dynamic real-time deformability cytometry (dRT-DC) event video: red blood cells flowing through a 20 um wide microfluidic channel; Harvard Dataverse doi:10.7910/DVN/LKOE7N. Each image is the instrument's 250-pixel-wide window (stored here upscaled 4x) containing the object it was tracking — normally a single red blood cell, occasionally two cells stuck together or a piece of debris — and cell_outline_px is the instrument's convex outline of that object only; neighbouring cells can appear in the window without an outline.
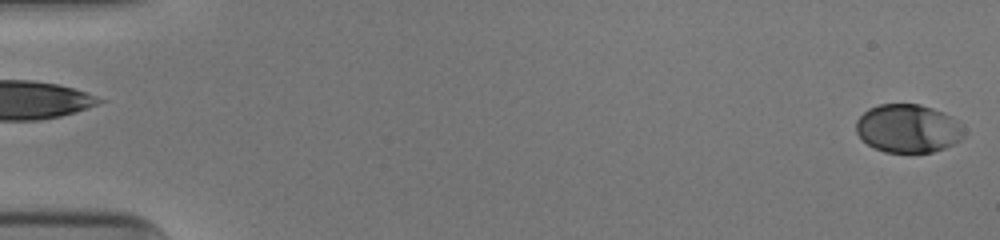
{"species": "human", "species_latin": "Homo sapiens", "temperature_condition": "cold", "stored_images_in_passage": 53, "camera_frame_rate_fps": 3000, "um_per_image_px": 0.085, "donor": {"sex": "male"}, "frame": {"image": 1, "passage_image": 1, "time_ms": 0.0, "image_size_px": [1000, 240], "cell_outline_px": [[964, 136], [960, 140], [944, 148], [932, 152], [884, 152], [868, 144], [856, 132], [856, 120], [868, 108], [880, 104], [920, 104], [932, 108], [960, 120], [964, 132]], "centroid_in_image_um": [77.19, 10.91], "position_along_channel_um": 7.8, "area_um2": 30.4}}
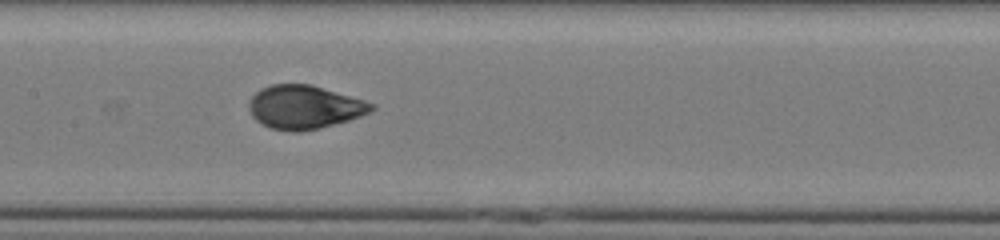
{"frame": {"image": 2, "passage_image": 27, "time_ms": 8.667, "image_size_px": [1000, 240], "cell_outline_px": [[376, 108], [360, 116], [348, 120], [320, 128], [300, 132], [292, 132], [268, 128], [260, 124], [252, 116], [248, 108], [248, 104], [252, 96], [260, 88], [272, 84], [308, 84], [364, 100], [376, 104]], "centroid_in_image_um": [25.83, 9.12], "position_along_channel_um": 181.6, "area_um2": 31.1}}
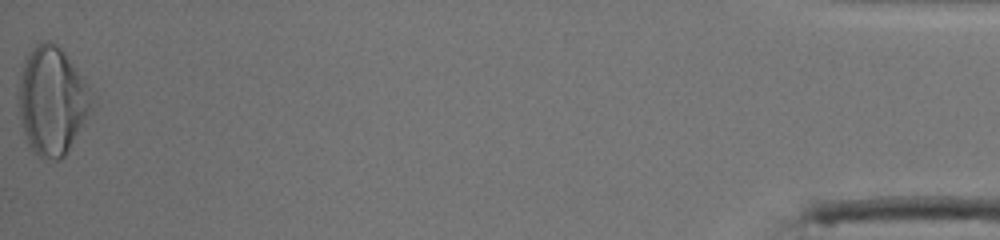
{"frame": {"image": 3, "passage_image": 53, "time_ms": 17.333, "image_size_px": [1000, 240], "cell_outline_px": [[92, 108], [64, 156], [60, 160], [52, 160], [40, 156], [28, 144], [20, 120], [16, 104], [16, 96], [24, 60], [28, 52], [36, 44], [44, 40], [48, 40], [56, 44], [64, 52], [84, 76], [92, 96]], "centroid_in_image_um": [4.39, 8.52], "position_along_channel_um": 430.8, "area_um2": 46.18}, "authors_computed_cell_mechanics": {"area_um2": 31.0386, "velocity_mm_per_s": 3.9423, "shape_relaxation_time_tau1_ms": 4.7155, "shape_relaxation_time_tau2_ms": null, "deformation_change_tau1": 0.1999, "deformation_change_tau2": null}}